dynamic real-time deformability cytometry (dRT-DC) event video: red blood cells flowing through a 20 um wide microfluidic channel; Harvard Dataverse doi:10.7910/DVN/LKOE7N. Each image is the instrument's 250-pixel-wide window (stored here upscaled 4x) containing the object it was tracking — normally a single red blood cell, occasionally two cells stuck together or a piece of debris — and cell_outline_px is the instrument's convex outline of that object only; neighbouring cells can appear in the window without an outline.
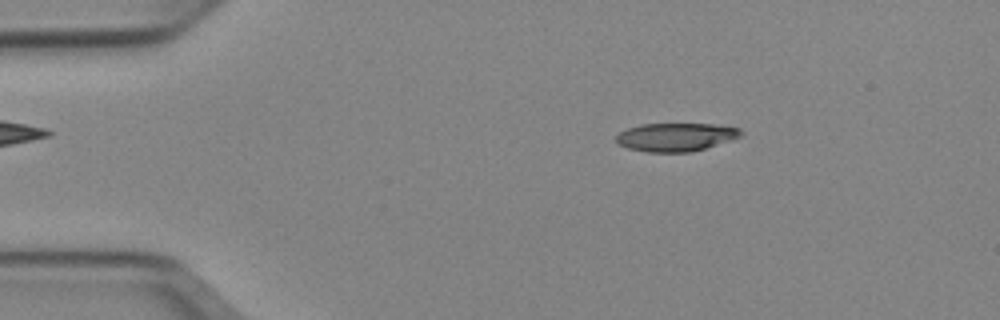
{"species": "Egyptian fruit bat (a non-hibernating species)", "species_latin": "Rousettus aegyptiacus", "temperature_condition": "cold", "stored_images_in_passage": 45, "camera_frame_rate_fps": 3000, "um_per_image_px": 0.085, "animal": {"sex": "female"}, "frame": {"image": 1, "passage_image": 3, "time_ms": 0.667, "image_size_px": [1000, 320], "cell_outline_px": [[744, 136], [732, 140], [692, 152], [648, 152], [628, 148], [616, 144], [616, 136], [620, 132], [628, 128], [640, 124], [712, 124], [740, 128], [744, 132]], "centroid_in_image_um": [57.47, 11.65], "position_along_channel_um": 27.5, "area_um2": 20.75}}
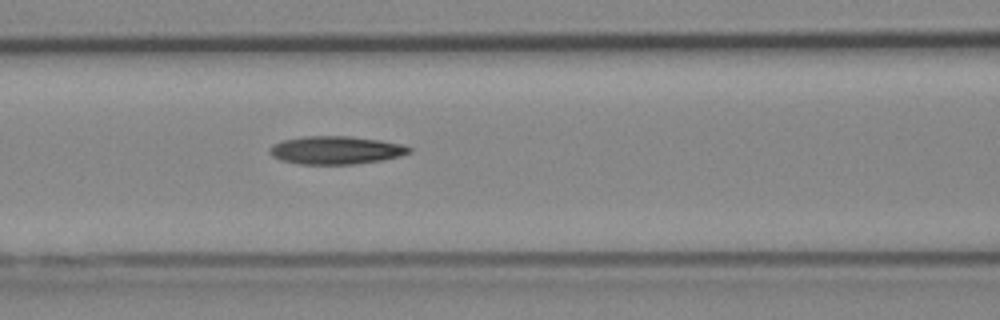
{"frame": {"image": 2, "passage_image": 16, "time_ms": 5.0, "image_size_px": [1000, 320], "cell_outline_px": [[412, 152], [400, 156], [380, 160], [356, 164], [296, 164], [280, 160], [272, 156], [268, 152], [268, 148], [272, 144], [284, 140], [304, 136], [352, 136], [380, 140], [400, 144], [412, 148]], "centroid_in_image_um": [28.51, 12.76], "position_along_channel_um": 138.1, "area_um2": 22.95}}
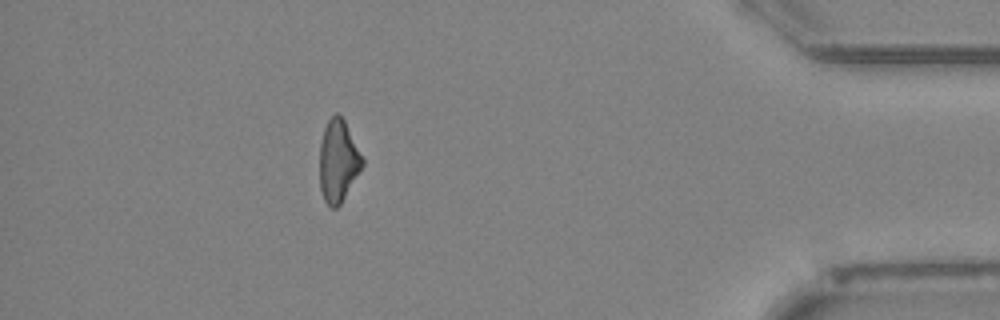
{"frame": {"image": 3, "passage_image": 40, "time_ms": 13.0, "image_size_px": [1000, 320], "cell_outline_px": [[364, 164], [340, 204], [336, 208], [332, 208], [324, 200], [320, 188], [320, 144], [324, 128], [328, 120], [336, 112], [344, 120], [364, 160]], "centroid_in_image_um": [28.73, 13.69], "position_along_channel_um": 406.5, "area_um2": 20.11}, "authors_computed_cell_mechanics": {"area_um2": 21.9062, "velocity_mm_per_s": 3.9611, "shape_relaxation_time_tau1_ms": 5.8821, "shape_relaxation_time_tau2_ms": 7.2923, "deformation_change_tau1": 0.1798, "deformation_change_tau2": 0.2136}}